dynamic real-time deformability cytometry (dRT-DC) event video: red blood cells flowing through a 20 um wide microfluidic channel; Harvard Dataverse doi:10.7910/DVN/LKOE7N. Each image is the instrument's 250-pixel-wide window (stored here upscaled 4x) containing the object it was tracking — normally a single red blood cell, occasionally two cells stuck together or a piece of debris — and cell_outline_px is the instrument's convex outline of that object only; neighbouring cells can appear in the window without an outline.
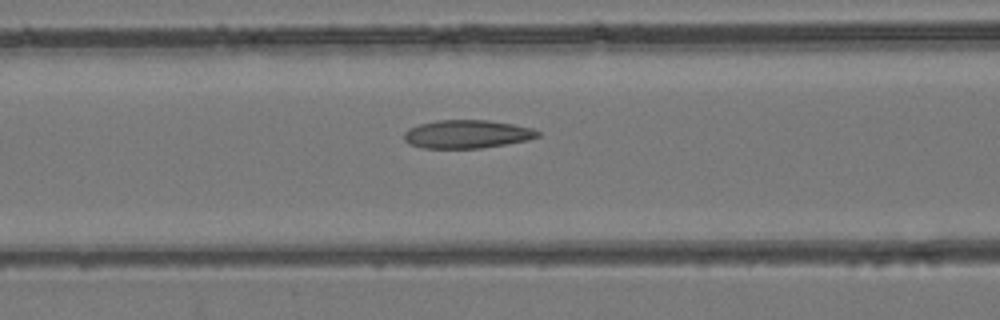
{"species": "common noctule bat (a hibernating species)", "species_latin": "Nyctalus noctula", "temperature_condition": "room temperature", "stored_images_in_passage": 43, "camera_frame_rate_fps": 3000, "um_per_image_px": 0.085, "animal": {"sex": "female", "body_mass_g": 24.6, "forearm_length_mm": 56.2}, "frame": {"image": 1, "passage_image": 15, "time_ms": 4.667, "image_size_px": [1000, 320], "cell_outline_px": [[540, 136], [528, 140], [480, 148], [424, 148], [408, 144], [404, 140], [404, 132], [408, 128], [420, 124], [436, 120], [488, 120], [512, 124], [532, 128], [540, 132]], "centroid_in_image_um": [39.67, 11.4], "position_along_channel_um": 126.9, "area_um2": 22.02}}
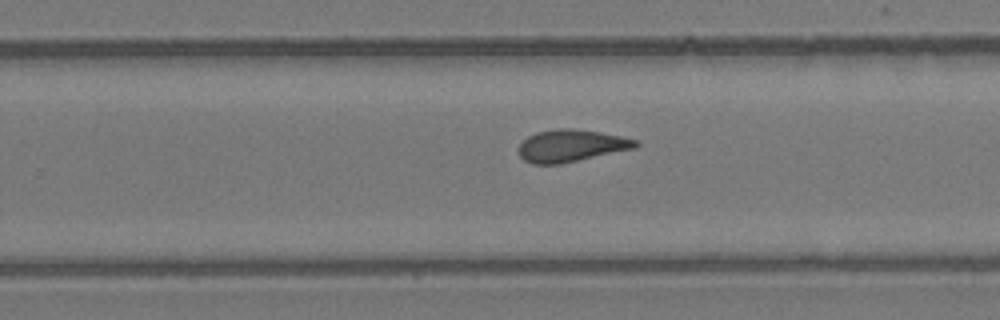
{"frame": {"image": 2, "passage_image": 26, "time_ms": 8.333, "image_size_px": [1000, 320], "cell_outline_px": [[640, 144], [636, 148], [560, 164], [532, 164], [524, 160], [520, 156], [520, 144], [528, 136], [536, 132], [560, 128], [572, 128], [600, 132], [620, 136], [636, 140]], "centroid_in_image_um": [48.55, 12.38], "position_along_channel_um": 281.2, "area_um2": 21.79}}
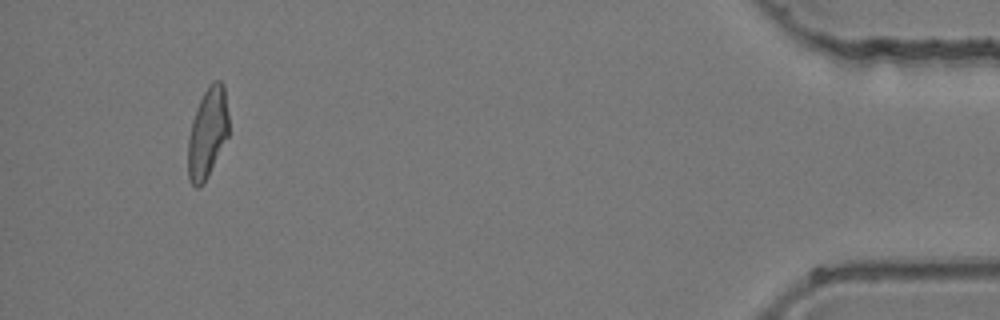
{"frame": {"image": 3, "passage_image": 41, "time_ms": 13.333, "image_size_px": [1000, 320], "cell_outline_px": [[228, 136], [204, 184], [200, 188], [196, 188], [192, 184], [188, 176], [188, 136], [192, 120], [196, 108], [208, 84], [216, 80], [220, 80], [224, 84], [228, 112]], "centroid_in_image_um": [17.63, 11.29], "position_along_channel_um": 417.6, "area_um2": 21.56}}